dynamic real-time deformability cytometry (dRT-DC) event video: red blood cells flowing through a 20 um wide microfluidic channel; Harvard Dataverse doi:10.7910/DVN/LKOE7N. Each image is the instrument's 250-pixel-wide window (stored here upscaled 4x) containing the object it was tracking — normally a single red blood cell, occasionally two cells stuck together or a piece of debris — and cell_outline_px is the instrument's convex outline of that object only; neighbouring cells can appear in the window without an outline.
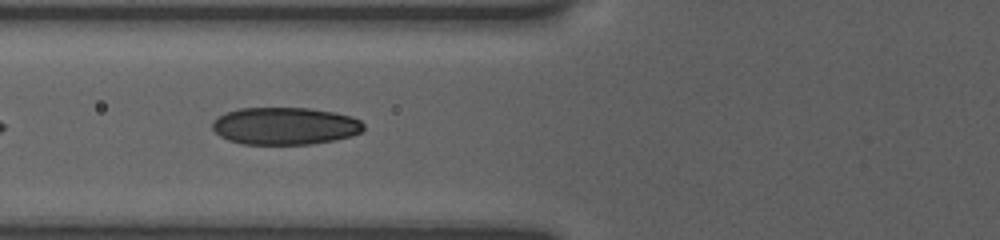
{"species": "human", "species_latin": "Homo sapiens", "temperature_condition": "room temperature", "stored_images_in_passage": 17, "camera_frame_rate_fps": 3000, "um_per_image_px": 0.085, "donor": {"sex": "female"}, "frame": {"image": 1, "passage_image": 7, "time_ms": 1.667, "image_size_px": [1000, 240], "cell_outline_px": [[364, 128], [360, 132], [352, 136], [312, 144], [240, 144], [228, 140], [220, 136], [212, 128], [212, 120], [228, 112], [240, 108], [308, 108], [332, 112], [352, 116], [360, 120], [364, 124]], "centroid_in_image_um": [24.22, 10.71], "position_along_channel_um": 101.6, "area_um2": 32.89}}
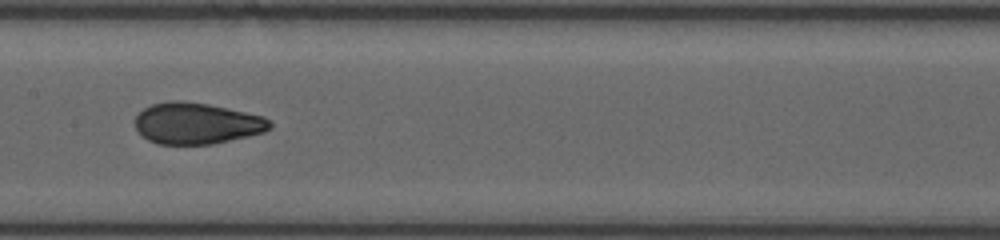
{"frame": {"image": 2, "passage_image": 16, "time_ms": 4.0, "image_size_px": [1000, 240], "cell_outline_px": [[272, 128], [264, 132], [248, 136], [212, 144], [156, 144], [148, 140], [136, 128], [136, 116], [144, 108], [152, 104], [168, 100], [184, 100], [208, 104], [228, 108], [264, 116], [272, 124]], "centroid_in_image_um": [16.73, 10.48], "position_along_channel_um": 190.7, "area_um2": 32.48}}